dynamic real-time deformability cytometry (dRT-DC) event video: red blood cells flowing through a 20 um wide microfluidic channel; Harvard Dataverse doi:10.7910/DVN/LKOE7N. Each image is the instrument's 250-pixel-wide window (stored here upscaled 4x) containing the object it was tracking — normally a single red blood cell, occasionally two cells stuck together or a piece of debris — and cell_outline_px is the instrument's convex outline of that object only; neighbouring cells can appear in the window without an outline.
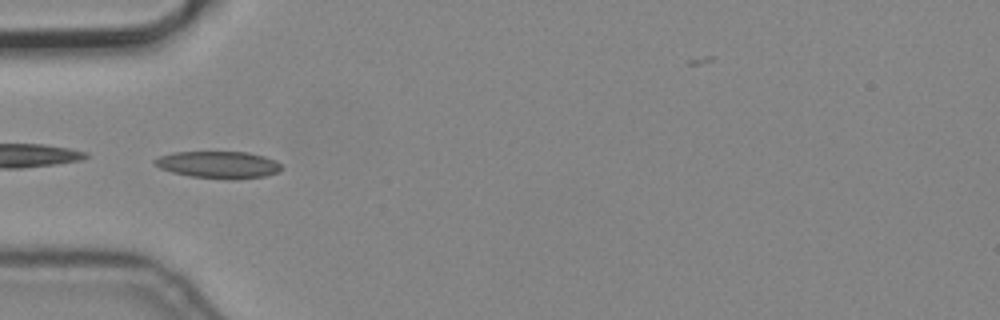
{"species": "common noctule bat (a hibernating species)", "species_latin": "Nyctalus noctula", "temperature_condition": "cold", "stored_images_in_passage": 6, "camera_frame_rate_fps": 3000, "um_per_image_px": 0.085, "animal": {"sex": "male", "body_mass_g": 19.2, "forearm_length_mm": 51.8}, "frame": {"image": 1, "passage_image": 5, "time_ms": 1.333, "image_size_px": [1000, 320], "cell_outline_px": [[284, 168], [280, 172], [264, 176], [236, 180], [188, 176], [172, 172], [160, 168], [152, 164], [152, 160], [160, 156], [172, 152], [248, 152], [264, 156], [276, 160]], "centroid_in_image_um": [18.58, 14.01], "position_along_channel_um": 66.4, "area_um2": 20.29}}
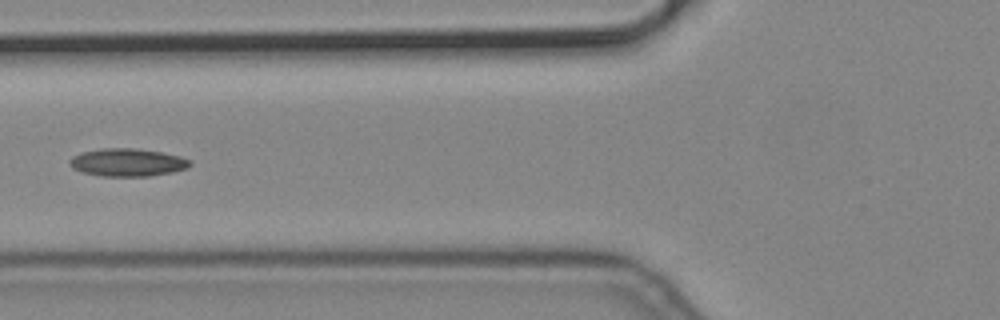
{"frame": {"image": 2, "passage_image": 6, "time_ms": 1.667, "image_size_px": [1000, 320], "cell_outline_px": [[192, 164], [188, 168], [172, 172], [148, 176], [100, 176], [84, 172], [72, 168], [68, 164], [68, 160], [72, 156], [80, 152], [100, 148], [136, 148], [160, 152], [180, 156], [192, 160]], "centroid_in_image_um": [10.82, 13.8], "position_along_channel_um": 115.0, "area_um2": 19.71}}